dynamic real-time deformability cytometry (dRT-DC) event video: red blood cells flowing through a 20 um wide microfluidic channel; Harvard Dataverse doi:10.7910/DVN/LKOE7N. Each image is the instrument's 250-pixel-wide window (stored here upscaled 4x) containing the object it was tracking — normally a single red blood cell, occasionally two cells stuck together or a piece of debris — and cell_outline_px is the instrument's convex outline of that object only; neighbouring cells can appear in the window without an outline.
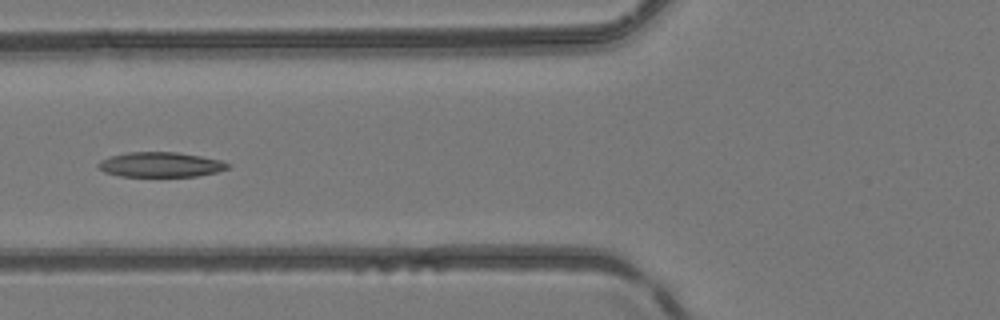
{"species": "common noctule bat (a hibernating species)", "species_latin": "Nyctalus noctula", "temperature_condition": "room temperature", "stored_images_in_passage": 6, "camera_frame_rate_fps": 3000, "um_per_image_px": 0.085, "animal": {"sex": "female", "body_mass_g": 24.6, "forearm_length_mm": 56.2}, "frame": {"image": 1, "passage_image": 6, "time_ms": 5.667, "image_size_px": [1000, 320], "cell_outline_px": [[232, 164], [228, 168], [216, 172], [196, 176], [120, 176], [104, 172], [96, 164], [100, 160], [112, 156], [128, 152], [176, 152], [200, 156], [220, 160]], "centroid_in_image_um": [13.65, 13.99], "position_along_channel_um": 112.2, "area_um2": 18.67}}